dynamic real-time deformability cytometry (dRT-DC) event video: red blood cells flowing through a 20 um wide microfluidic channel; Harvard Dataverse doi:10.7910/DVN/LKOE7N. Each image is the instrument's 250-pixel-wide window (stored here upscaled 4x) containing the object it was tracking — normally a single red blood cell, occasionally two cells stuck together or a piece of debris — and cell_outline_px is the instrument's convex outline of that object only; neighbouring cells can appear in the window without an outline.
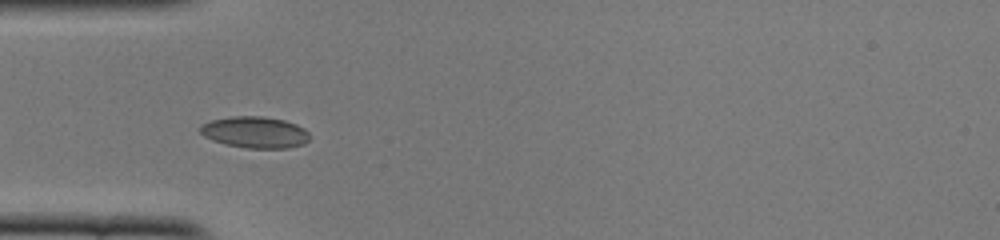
{"species": "common noctule bat (a hibernating species)", "species_latin": "Nyctalus noctula", "temperature_condition": "cold", "stored_images_in_passage": 39, "camera_frame_rate_fps": 3000, "um_per_image_px": 0.085, "animal": {"sex": "female", "body_mass_g": 22.0, "forearm_length_mm": 56.7}, "frame": {"image": 1, "passage_image": 3, "time_ms": 0.667, "image_size_px": [1000, 240], "cell_outline_px": [[312, 136], [304, 144], [288, 148], [248, 148], [224, 144], [212, 140], [204, 136], [200, 132], [200, 124], [212, 120], [232, 116], [264, 116], [284, 120], [296, 124], [304, 128]], "centroid_in_image_um": [21.69, 11.24], "position_along_channel_um": 63.3, "area_um2": 20.23}}
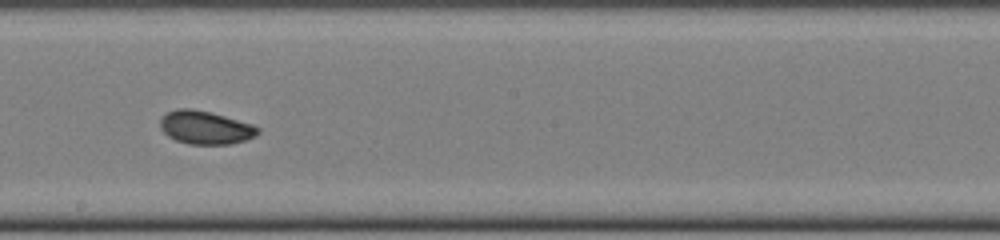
{"frame": {"image": 2, "passage_image": 16, "time_ms": 5.0, "image_size_px": [1000, 240], "cell_outline_px": [[260, 132], [256, 136], [232, 144], [188, 144], [176, 140], [168, 136], [160, 128], [160, 120], [168, 112], [176, 108], [192, 108], [212, 112], [252, 124], [260, 128]], "centroid_in_image_um": [17.47, 10.83], "position_along_channel_um": 230.7, "area_um2": 19.02}}
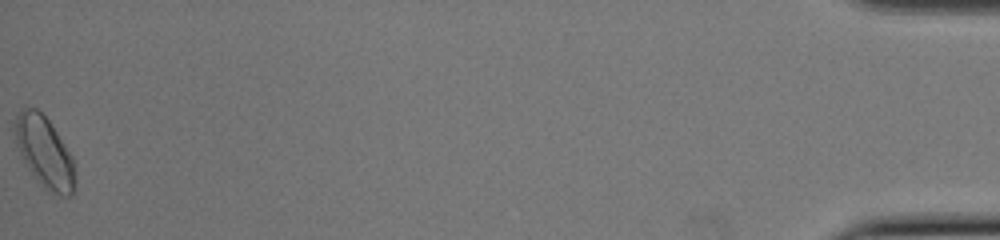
{"frame": {"image": 3, "passage_image": 39, "time_ms": 12.667, "image_size_px": [1000, 240], "cell_outline_px": [[76, 180], [72, 196], [60, 196], [48, 192], [44, 188], [28, 168], [20, 152], [16, 140], [12, 124], [20, 108], [36, 108], [48, 120], [72, 156]], "centroid_in_image_um": [3.78, 12.94], "position_along_channel_um": 431.4, "area_um2": 24.74}, "authors_computed_cell_mechanics": {"area_um2": 19.0162, "velocity_mm_per_s": 3.8922, "shape_relaxation_time_tau1_ms": 4.7922, "shape_relaxation_time_tau2_ms": 2.2529, "deformation_change_tau1": 0.0684, "deformation_change_tau2": 0.0623}}